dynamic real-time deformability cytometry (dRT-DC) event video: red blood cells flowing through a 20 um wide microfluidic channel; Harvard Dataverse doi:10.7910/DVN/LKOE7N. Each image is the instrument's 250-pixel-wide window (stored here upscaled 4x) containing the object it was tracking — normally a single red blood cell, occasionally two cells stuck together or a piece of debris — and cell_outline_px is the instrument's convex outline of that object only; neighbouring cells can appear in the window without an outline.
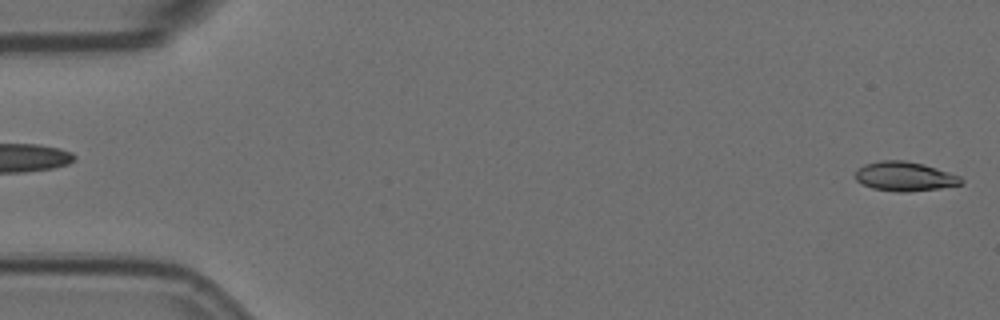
{"species": "Egyptian fruit bat (a non-hibernating species)", "species_latin": "Rousettus aegyptiacus", "temperature_condition": "room temperature", "stored_images_in_passage": 6, "segment_of_instrument_passage": [2, 2], "camera_frame_rate_fps": 3000, "um_per_image_px": 0.085, "animal": {"sex": "female"}, "frame": {"image": 1, "passage_image": 6, "time_ms": 1.667, "image_size_px": [1000, 320], "cell_outline_px": [[964, 184], [940, 188], [908, 192], [896, 192], [872, 188], [856, 180], [856, 168], [864, 164], [880, 160], [904, 160], [924, 164], [960, 176], [964, 180]], "centroid_in_image_um": [76.91, 14.99], "position_along_channel_um": 8.1, "area_um2": 18.21}}